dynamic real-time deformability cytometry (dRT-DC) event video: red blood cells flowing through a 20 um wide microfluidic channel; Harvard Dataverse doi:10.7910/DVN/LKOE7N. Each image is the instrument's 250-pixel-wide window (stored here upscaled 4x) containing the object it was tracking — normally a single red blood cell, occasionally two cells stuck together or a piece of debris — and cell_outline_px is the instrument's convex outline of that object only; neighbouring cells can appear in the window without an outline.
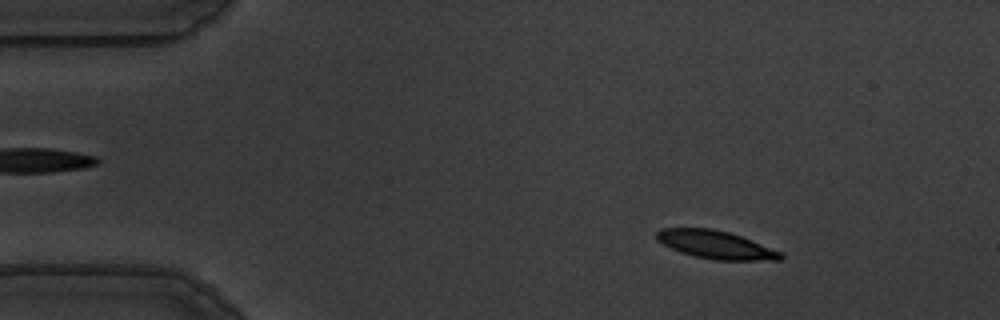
{"species": "common noctule bat (a hibernating species)", "species_latin": "Nyctalus noctula", "temperature_condition": "warm", "stored_images_in_passage": 52, "camera_frame_rate_fps": 3000, "um_per_image_px": 0.085, "animal": {"sex": "male", "body_mass_g": 19.5, "forearm_length_mm": 54.6}, "frame": {"image": 1, "passage_image": 4, "time_ms": 1.0, "image_size_px": [1000, 320], "cell_outline_px": [[784, 256], [780, 260], [712, 260], [680, 252], [656, 240], [656, 232], [660, 228], [712, 228], [728, 232], [752, 240], [784, 252]], "centroid_in_image_um": [60.86, 20.8], "position_along_channel_um": 24.1, "area_um2": 20.35}}
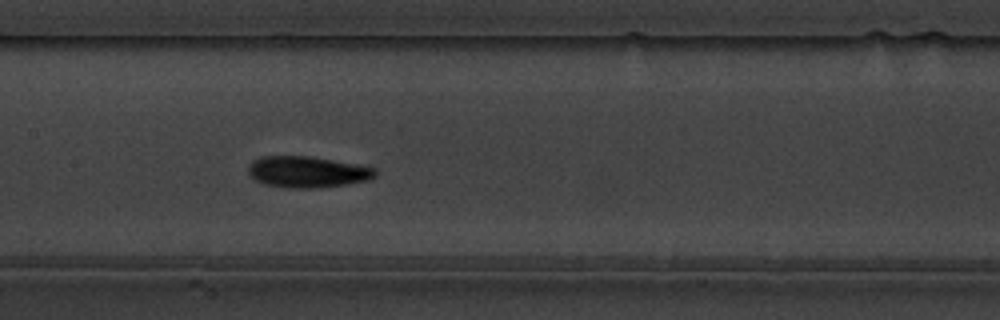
{"frame": {"image": 2, "passage_image": 23, "time_ms": 7.333, "image_size_px": [1000, 320], "cell_outline_px": [[376, 176], [368, 180], [320, 188], [288, 188], [264, 184], [248, 176], [248, 164], [252, 160], [260, 156], [312, 156], [356, 164], [376, 168]], "centroid_in_image_um": [26.07, 14.61], "position_along_channel_um": 181.3, "area_um2": 23.35}}
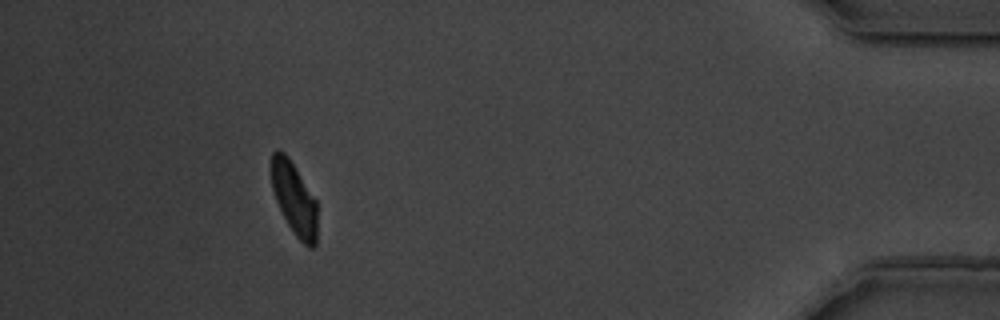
{"frame": {"image": 3, "passage_image": 47, "time_ms": 15.333, "image_size_px": [1000, 320], "cell_outline_px": [[316, 244], [312, 248], [308, 248], [296, 236], [288, 224], [276, 200], [272, 188], [268, 168], [272, 152], [276, 148], [284, 152], [288, 156], [296, 168], [316, 200]], "centroid_in_image_um": [24.96, 16.8], "position_along_channel_um": 410.2, "area_um2": 19.65}, "authors_computed_cell_mechanics": {"area_um2": 21.1259, "velocity_mm_per_s": 3.5919, "shape_relaxation_time_tau1_ms": 3.0986, "shape_relaxation_time_tau2_ms": 3.991, "deformation_change_tau1": 0.1455, "deformation_change_tau2": 0.1001}}